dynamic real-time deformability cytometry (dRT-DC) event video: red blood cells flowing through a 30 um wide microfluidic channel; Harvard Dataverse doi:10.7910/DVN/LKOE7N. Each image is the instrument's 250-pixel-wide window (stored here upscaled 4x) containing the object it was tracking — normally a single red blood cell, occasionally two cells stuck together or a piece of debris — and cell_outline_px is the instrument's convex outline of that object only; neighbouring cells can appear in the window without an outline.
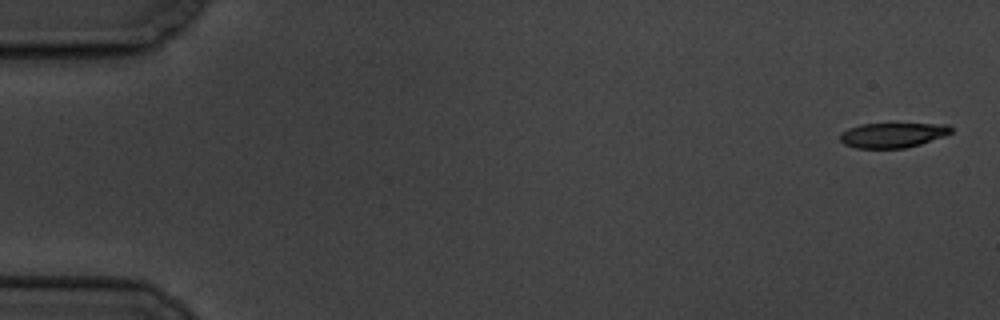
{"species": "common noctule bat (a hibernating species)", "species_latin": "Nyctalus noctula", "temperature_condition": "cold", "stored_images_in_passage": 6, "camera_frame_rate_fps": 3000, "um_per_image_px": 0.085, "animal": {"sex": "male", "body_mass_g": 19.5, "forearm_length_mm": 54.6}, "frame": {"image": 1, "passage_image": 1, "time_ms": 0.0, "image_size_px": [1000, 320], "cell_outline_px": [[952, 132], [944, 136], [920, 144], [904, 148], [856, 148], [844, 144], [840, 140], [840, 132], [848, 128], [860, 124], [948, 124], [952, 128]], "centroid_in_image_um": [75.85, 11.48], "position_along_channel_um": 9.2, "area_um2": 16.07}}
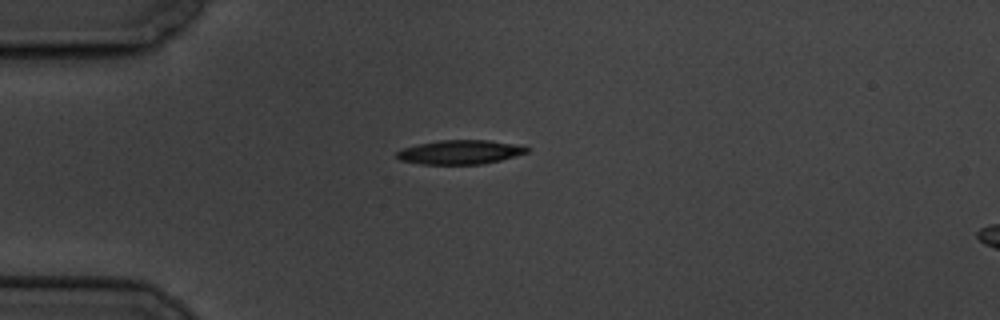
{"frame": {"image": 2, "passage_image": 5, "time_ms": 4.667, "image_size_px": [1000, 320], "cell_outline_px": [[532, 148], [528, 152], [500, 160], [480, 164], [420, 164], [400, 160], [396, 156], [396, 152], [404, 148], [416, 144], [440, 140], [488, 140], [524, 144]], "centroid_in_image_um": [39.17, 12.91], "position_along_channel_um": 45.8, "area_um2": 18.5}}